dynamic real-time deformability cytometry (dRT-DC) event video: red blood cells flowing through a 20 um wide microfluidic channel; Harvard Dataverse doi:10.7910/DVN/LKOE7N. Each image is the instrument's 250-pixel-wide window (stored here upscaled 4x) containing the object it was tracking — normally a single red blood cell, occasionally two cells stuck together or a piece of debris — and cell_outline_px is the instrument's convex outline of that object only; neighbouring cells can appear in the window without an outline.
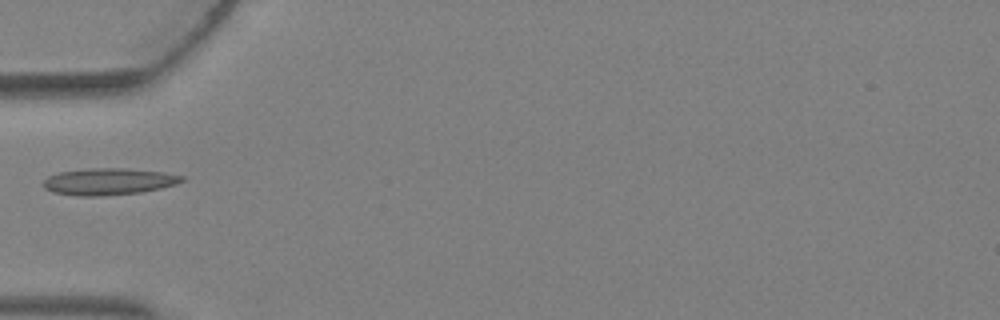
{"species": "Egyptian fruit bat (a non-hibernating species)", "species_latin": "Rousettus aegyptiacus", "temperature_condition": "warm", "stored_images_in_passage": 2, "camera_frame_rate_fps": 3000, "um_per_image_px": 0.085, "animal": {"sex": "female"}, "frame": {"image": 1, "passage_image": 2, "time_ms": 0.333, "image_size_px": [1000, 320], "cell_outline_px": [[184, 180], [176, 184], [144, 192], [100, 196], [80, 196], [52, 192], [44, 188], [44, 180], [48, 176], [60, 172], [92, 168], [128, 168], [164, 172], [184, 176]], "centroid_in_image_um": [9.26, 15.43], "position_along_channel_um": 75.7, "area_um2": 21.62}}